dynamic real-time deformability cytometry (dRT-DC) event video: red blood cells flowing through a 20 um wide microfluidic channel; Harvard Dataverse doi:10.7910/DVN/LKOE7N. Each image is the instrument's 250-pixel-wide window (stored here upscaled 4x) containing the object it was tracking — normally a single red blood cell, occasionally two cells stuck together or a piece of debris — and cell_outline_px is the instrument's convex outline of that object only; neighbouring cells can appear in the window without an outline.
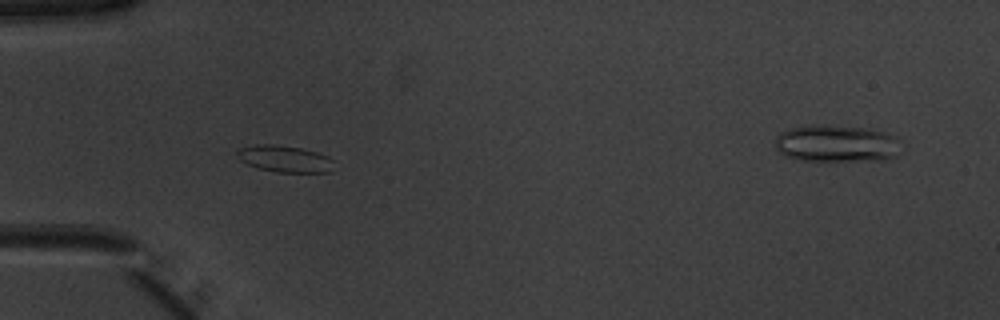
{"species": "common noctule bat (a hibernating species)", "species_latin": "Nyctalus noctula", "temperature_condition": "warm", "stored_images_in_passage": 53, "camera_frame_rate_fps": 3000, "um_per_image_px": 0.085, "animal": {"sex": "male", "body_mass_g": 20.1, "forearm_length_mm": 53.5}, "frame": {"image": 1, "passage_image": 17, "time_ms": 5.333, "image_size_px": [1000, 320], "cell_outline_px": [[336, 160], [328, 172], [276, 172], [256, 168], [240, 160], [236, 156], [236, 152], [240, 148], [256, 144], [272, 144], [300, 148], [316, 152], [328, 156]], "centroid_in_image_um": [24.18, 13.5], "position_along_channel_um": 60.8, "area_um2": 15.09}}
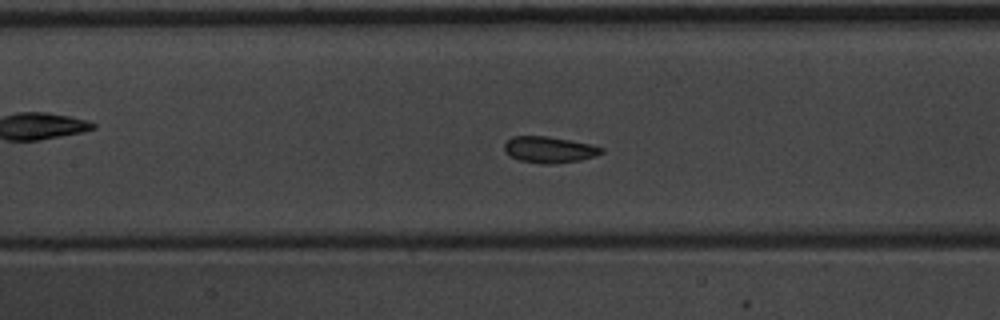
{"frame": {"image": 2, "passage_image": 25, "time_ms": 8.0, "image_size_px": [1000, 320], "cell_outline_px": [[604, 152], [596, 156], [580, 160], [548, 164], [540, 164], [520, 160], [504, 152], [504, 144], [512, 136], [548, 136], [592, 144], [604, 148]], "centroid_in_image_um": [46.71, 12.71], "position_along_channel_um": 160.7, "area_um2": 14.91}}
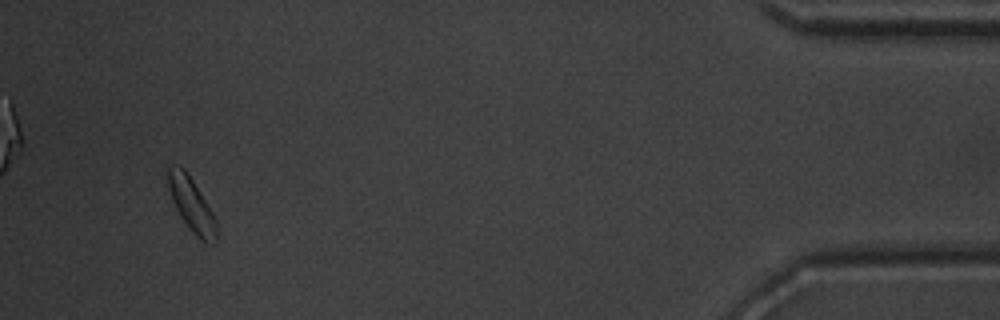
{"frame": {"image": 3, "passage_image": 50, "time_ms": 16.333, "image_size_px": [1000, 320], "cell_outline_px": [[216, 244], [208, 244], [200, 240], [188, 228], [180, 216], [172, 200], [164, 176], [168, 168], [184, 168], [192, 180], [212, 212], [216, 220]], "centroid_in_image_um": [16.26, 17.44], "position_along_channel_um": 418.9, "area_um2": 15.09}}